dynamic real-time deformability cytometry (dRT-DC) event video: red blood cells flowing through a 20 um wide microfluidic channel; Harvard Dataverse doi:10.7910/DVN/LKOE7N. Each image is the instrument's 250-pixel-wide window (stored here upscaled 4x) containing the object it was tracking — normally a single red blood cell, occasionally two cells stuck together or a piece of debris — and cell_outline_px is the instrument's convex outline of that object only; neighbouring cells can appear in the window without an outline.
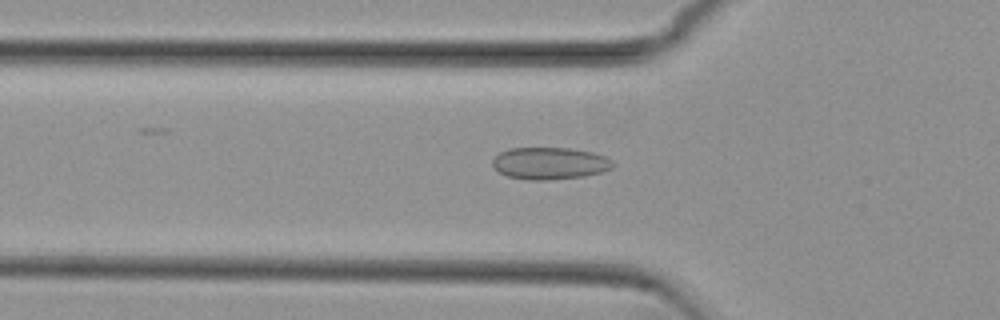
{"species": "common noctule bat (a hibernating species)", "species_latin": "Nyctalus noctula", "temperature_condition": "cold", "stored_images_in_passage": 41, "camera_frame_rate_fps": 3000, "um_per_image_px": 0.085, "animal": {"sex": "female", "body_mass_g": 29.2, "forearm_length_mm": 56.3}, "frame": {"image": 1, "passage_image": 10, "time_ms": 3.0, "image_size_px": [1000, 320], "cell_outline_px": [[612, 168], [600, 172], [584, 176], [548, 180], [528, 180], [508, 176], [500, 172], [492, 164], [492, 160], [500, 152], [508, 148], [568, 148], [592, 152], [604, 156], [612, 160]], "centroid_in_image_um": [46.71, 13.88], "position_along_channel_um": 79.1, "area_um2": 22.31}}
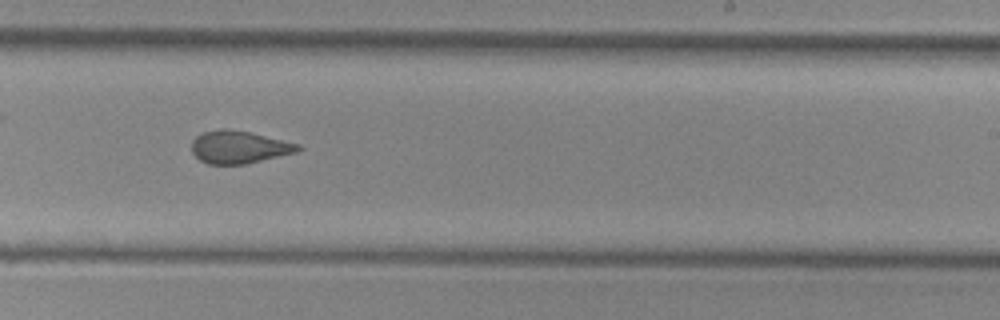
{"frame": {"image": 2, "passage_image": 25, "time_ms": 8.0, "image_size_px": [1000, 320], "cell_outline_px": [[304, 148], [296, 152], [244, 164], [208, 164], [200, 160], [192, 152], [192, 140], [196, 136], [204, 132], [220, 128], [224, 128], [248, 132], [300, 144]], "centroid_in_image_um": [20.3, 12.5], "position_along_channel_um": 268.7, "area_um2": 20.0}}
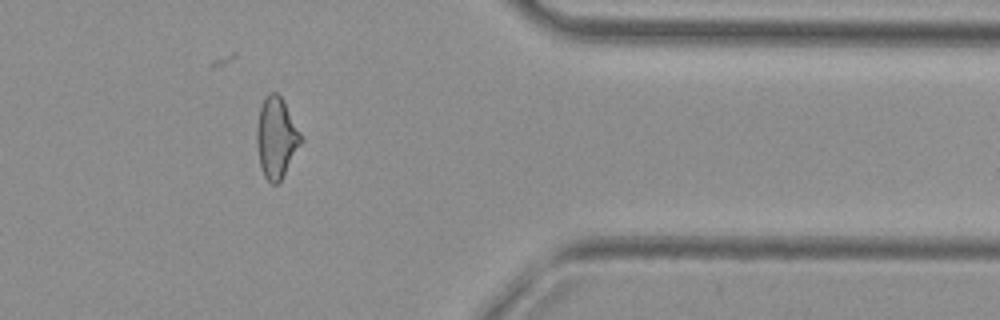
{"frame": {"image": 3, "passage_image": 36, "time_ms": 11.667, "image_size_px": [1000, 320], "cell_outline_px": [[304, 140], [280, 180], [276, 184], [272, 184], [264, 176], [260, 168], [256, 144], [256, 128], [260, 108], [268, 92], [276, 92], [284, 100]], "centroid_in_image_um": [23.48, 11.7], "position_along_channel_um": 387.9, "area_um2": 20.81}, "authors_computed_cell_mechanics": {"area_um2": 20.9236, "velocity_mm_per_s": 3.7834, "shape_relaxation_time_tau1_ms": null, "shape_relaxation_time_tau2_ms": 1.5569, "deformation_change_tau1": null, "deformation_change_tau2": 0.0741}}